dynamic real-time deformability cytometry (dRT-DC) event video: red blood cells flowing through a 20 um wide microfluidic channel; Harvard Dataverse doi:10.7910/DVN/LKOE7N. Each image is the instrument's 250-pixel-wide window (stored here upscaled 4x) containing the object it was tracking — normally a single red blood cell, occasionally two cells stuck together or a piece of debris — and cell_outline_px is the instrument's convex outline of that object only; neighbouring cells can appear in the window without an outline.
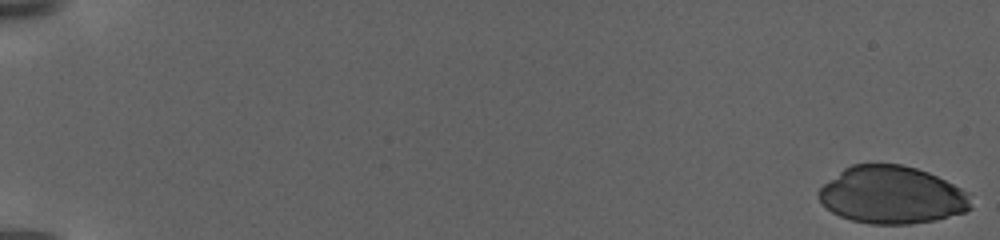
{"species": "human", "species_latin": "Homo sapiens", "temperature_condition": "warm", "stored_images_in_passage": 29, "camera_frame_rate_fps": 3000, "um_per_image_px": 0.085, "donor": {"sex": "female"}, "frame": {"image": 1, "passage_image": 1, "time_ms": 0.0, "image_size_px": [1000, 240], "cell_outline_px": [[972, 208], [964, 212], [936, 220], [908, 224], [868, 224], [852, 220], [840, 216], [832, 212], [820, 200], [816, 192], [824, 184], [844, 168], [852, 164], [900, 164], [916, 168], [928, 172], [968, 192]], "centroid_in_image_um": [75.8, 16.58], "position_along_channel_um": 9.2, "area_um2": 50.86}}
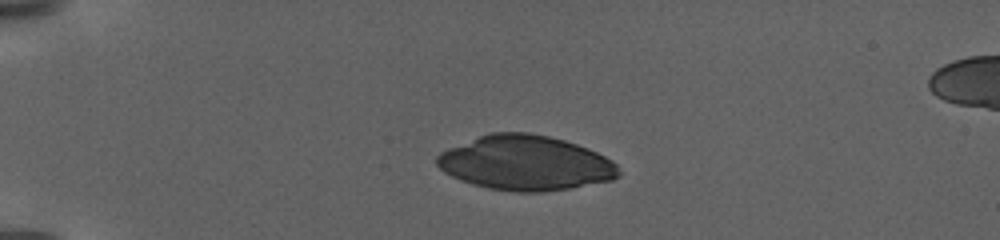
{"frame": {"image": 2, "passage_image": 17, "time_ms": 6.0, "image_size_px": [1000, 240], "cell_outline_px": [[620, 176], [612, 180], [568, 188], [540, 192], [512, 192], [488, 188], [472, 184], [460, 180], [444, 172], [436, 164], [436, 156], [440, 152], [448, 148], [480, 136], [492, 132], [528, 132], [548, 136], [564, 140], [588, 148], [612, 160], [616, 164], [620, 172]], "centroid_in_image_um": [44.65, 13.85], "position_along_channel_um": 40.3, "area_um2": 57.92}}